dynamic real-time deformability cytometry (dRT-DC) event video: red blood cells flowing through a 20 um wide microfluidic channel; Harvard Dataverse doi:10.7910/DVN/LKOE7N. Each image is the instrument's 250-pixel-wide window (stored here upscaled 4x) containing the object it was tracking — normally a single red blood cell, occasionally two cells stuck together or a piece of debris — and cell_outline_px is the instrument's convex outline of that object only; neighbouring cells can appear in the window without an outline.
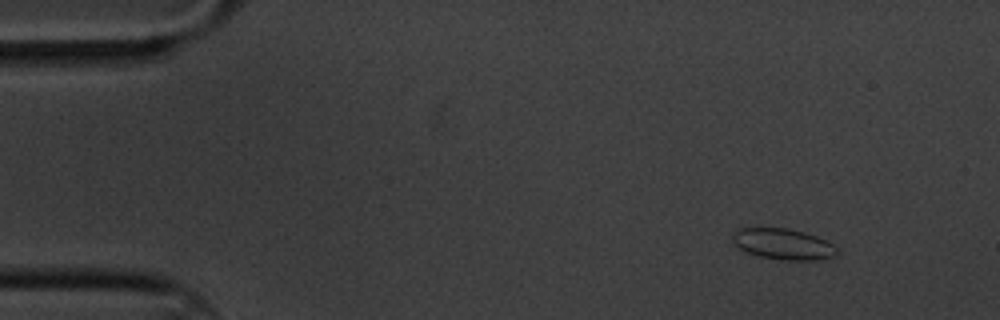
{"species": "common noctule bat (a hibernating species)", "species_latin": "Nyctalus noctula", "temperature_condition": "cold", "stored_images_in_passage": 9, "camera_frame_rate_fps": 3000, "um_per_image_px": 0.085, "animal": {"sex": "male", "body_mass_g": 20.1, "forearm_length_mm": 53.5}, "frame": {"image": 1, "passage_image": 2, "time_ms": 0.333, "image_size_px": [1000, 320], "cell_outline_px": [[840, 252], [836, 256], [820, 260], [780, 260], [760, 256], [744, 252], [732, 240], [732, 236], [736, 228], [788, 228], [804, 232], [816, 236], [832, 244]], "centroid_in_image_um": [66.58, 20.75], "position_along_channel_um": 18.4, "area_um2": 18.96}}
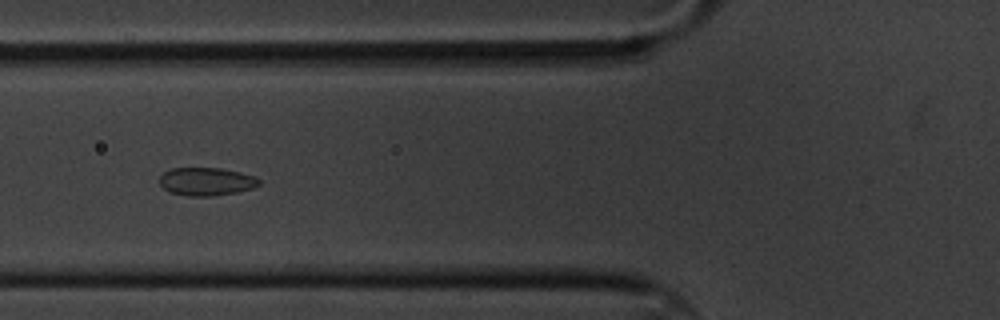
{"frame": {"image": 2, "passage_image": 6, "time_ms": 1.667, "image_size_px": [1000, 320], "cell_outline_px": [[260, 184], [252, 188], [236, 192], [212, 196], [188, 196], [172, 192], [164, 188], [160, 184], [160, 176], [164, 172], [172, 168], [220, 168], [240, 172], [252, 176], [260, 180]], "centroid_in_image_um": [17.53, 15.42], "position_along_channel_um": 108.3, "area_um2": 16.07}}
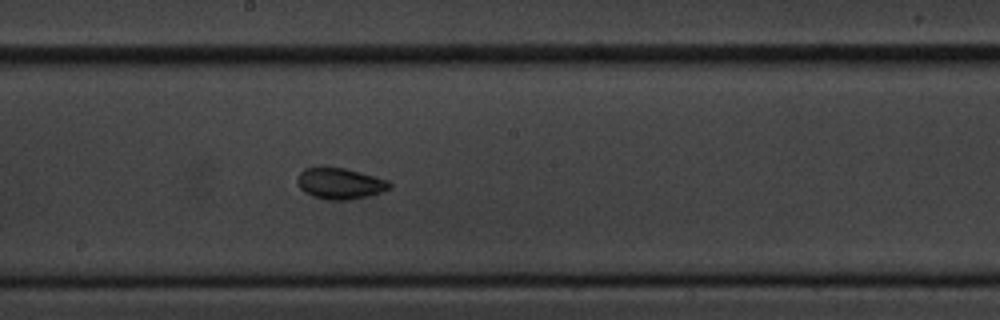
{"frame": {"image": 3, "passage_image": 9, "time_ms": 2.667, "image_size_px": [1000, 320], "cell_outline_px": [[392, 188], [368, 196], [348, 200], [324, 200], [312, 196], [304, 192], [300, 188], [296, 180], [300, 172], [304, 168], [320, 164], [344, 168], [360, 172], [388, 180], [392, 184]], "centroid_in_image_um": [28.85, 15.57], "position_along_channel_um": 219.4, "area_um2": 17.28}}